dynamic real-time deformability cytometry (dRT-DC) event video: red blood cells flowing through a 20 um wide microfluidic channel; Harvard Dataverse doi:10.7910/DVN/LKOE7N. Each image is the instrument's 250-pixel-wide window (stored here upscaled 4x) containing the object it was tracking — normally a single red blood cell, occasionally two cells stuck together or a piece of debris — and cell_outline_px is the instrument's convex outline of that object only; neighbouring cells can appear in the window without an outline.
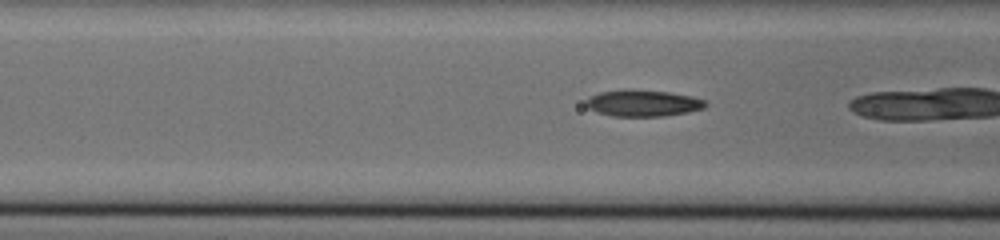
{"species": "common noctule bat (a hibernating species)", "species_latin": "Nyctalus noctula", "temperature_condition": "cold", "stored_images_in_passage": 17, "camera_frame_rate_fps": 3000, "um_per_image_px": 0.085, "animal": {"sex": "male", "body_mass_g": 20.0, "forearm_length_mm": 53.3}, "frame": {"image": 1, "passage_image": 16, "time_ms": 5.0, "image_size_px": [1000, 240], "cell_outline_px": [[708, 104], [704, 108], [688, 112], [664, 116], [612, 116], [596, 112], [588, 108], [584, 104], [584, 100], [588, 96], [600, 92], [628, 88], [668, 92], [692, 96], [704, 100]], "centroid_in_image_um": [54.59, 8.75], "position_along_channel_um": 112.0, "area_um2": 18.79}}